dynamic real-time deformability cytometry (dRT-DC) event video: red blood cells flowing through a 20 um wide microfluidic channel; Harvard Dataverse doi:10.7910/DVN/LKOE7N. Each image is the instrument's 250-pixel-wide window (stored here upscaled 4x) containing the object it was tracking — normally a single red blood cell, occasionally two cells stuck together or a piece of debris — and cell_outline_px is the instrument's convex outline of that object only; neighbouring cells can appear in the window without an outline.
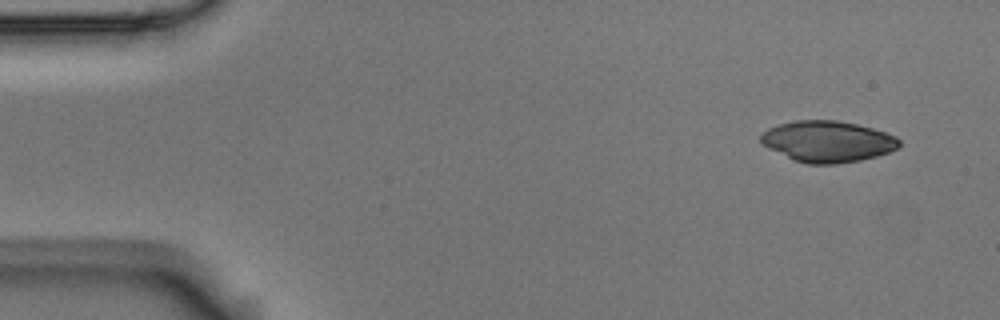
{"species": "Egyptian fruit bat (a non-hibernating species)", "species_latin": "Rousettus aegyptiacus", "temperature_condition": "room temperature", "stored_images_in_passage": 4, "camera_frame_rate_fps": 3000, "um_per_image_px": 0.085, "animal": {"sex": "male"}, "frame": {"image": 1, "passage_image": 1, "time_ms": 0.0, "image_size_px": [1000, 320], "cell_outline_px": [[900, 144], [896, 148], [888, 152], [876, 156], [860, 160], [836, 164], [808, 164], [792, 160], [760, 144], [760, 132], [768, 128], [780, 124], [796, 120], [836, 120], [856, 124], [872, 128], [896, 136], [900, 140]], "centroid_in_image_um": [70.29, 12.03], "position_along_channel_um": 14.7, "area_um2": 33.35}}